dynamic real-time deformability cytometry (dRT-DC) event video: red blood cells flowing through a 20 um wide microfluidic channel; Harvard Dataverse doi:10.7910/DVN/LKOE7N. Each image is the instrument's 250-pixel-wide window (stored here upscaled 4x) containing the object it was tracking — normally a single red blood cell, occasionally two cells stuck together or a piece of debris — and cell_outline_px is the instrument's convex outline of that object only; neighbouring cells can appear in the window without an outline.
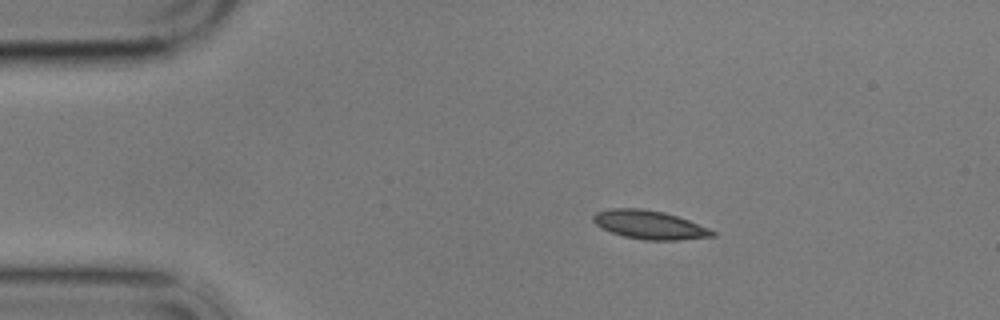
{"species": "common noctule bat (a hibernating species)", "species_latin": "Nyctalus noctula", "temperature_condition": "cold", "stored_images_in_passage": 48, "camera_frame_rate_fps": 3000, "um_per_image_px": 0.085, "animal": {"sex": "male", "body_mass_g": 17.9}, "frame": {"image": 1, "passage_image": 1, "time_ms": 0.0, "image_size_px": [1000, 320], "cell_outline_px": [[716, 236], [680, 240], [644, 240], [624, 236], [600, 228], [592, 220], [592, 216], [596, 212], [608, 208], [640, 208], [664, 212], [688, 220], [708, 228], [716, 232]], "centroid_in_image_um": [55.18, 19.1], "position_along_channel_um": 29.8, "area_um2": 19.88}}
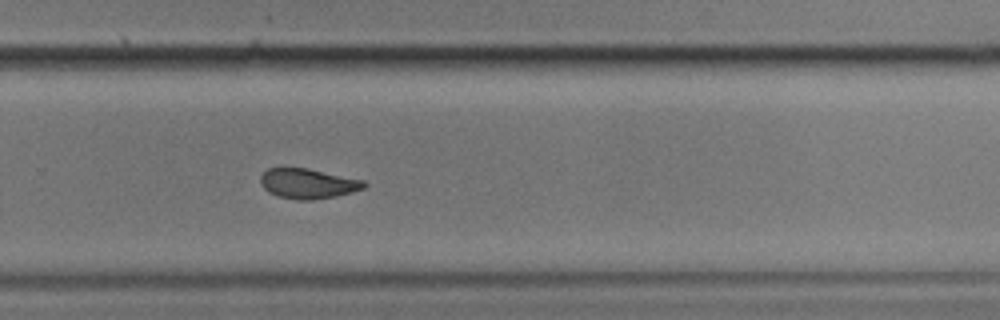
{"frame": {"image": 2, "passage_image": 29, "time_ms": 9.333, "image_size_px": [1000, 320], "cell_outline_px": [[368, 184], [364, 188], [352, 192], [312, 200], [296, 200], [276, 196], [268, 192], [260, 184], [260, 176], [268, 168], [308, 168], [364, 180]], "centroid_in_image_um": [26.15, 15.6], "position_along_channel_um": 303.6, "area_um2": 18.15}}
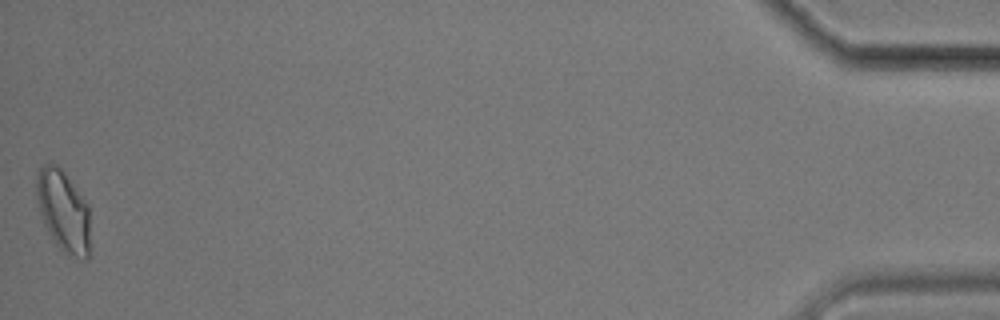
{"frame": {"image": 3, "passage_image": 48, "time_ms": 15.667, "image_size_px": [1000, 320], "cell_outline_px": [[88, 260], [84, 260], [64, 252], [56, 244], [48, 232], [40, 216], [36, 196], [36, 176], [40, 168], [44, 164], [56, 164], [64, 172], [88, 204]], "centroid_in_image_um": [5.35, 17.92], "position_along_channel_um": 429.9, "area_um2": 25.2}, "authors_computed_cell_mechanics": {"area_um2": 19.4208, "velocity_mm_per_s": 3.4682, "shape_relaxation_time_tau1_ms": 5.311, "shape_relaxation_time_tau2_ms": 2.901, "deformation_change_tau1": 0.147, "deformation_change_tau2": 0.0932}}